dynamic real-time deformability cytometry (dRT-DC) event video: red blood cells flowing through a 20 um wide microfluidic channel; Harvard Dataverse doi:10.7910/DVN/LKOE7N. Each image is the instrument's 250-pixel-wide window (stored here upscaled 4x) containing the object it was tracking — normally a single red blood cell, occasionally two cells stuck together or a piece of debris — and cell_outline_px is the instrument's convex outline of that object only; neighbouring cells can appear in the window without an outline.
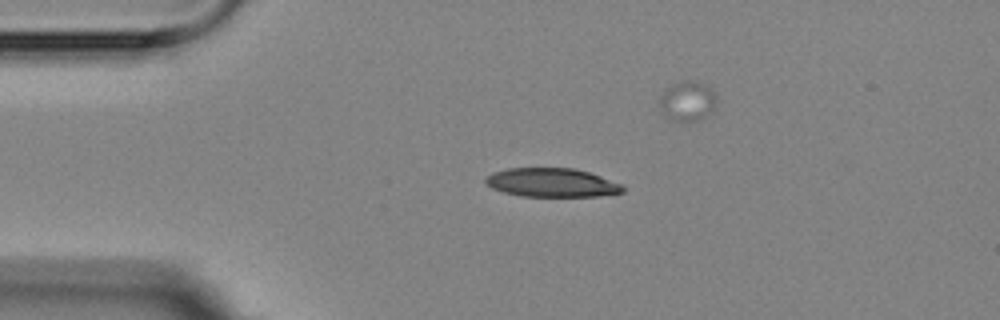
{"species": "Egyptian fruit bat (a non-hibernating species)", "species_latin": "Rousettus aegyptiacus", "temperature_condition": "room temperature", "stored_images_in_passage": 4, "segment_of_instrument_passage": [1, 2], "camera_frame_rate_fps": 3000, "um_per_image_px": 0.085, "animal": {"sex": "female"}, "frame": {"image": 1, "passage_image": 2, "time_ms": 2.0, "image_size_px": [1000, 320], "cell_outline_px": [[624, 192], [600, 196], [524, 196], [504, 192], [492, 188], [484, 180], [492, 172], [508, 168], [572, 168], [588, 172], [624, 184]], "centroid_in_image_um": [46.94, 15.52], "position_along_channel_um": 38.1, "area_um2": 22.95}}